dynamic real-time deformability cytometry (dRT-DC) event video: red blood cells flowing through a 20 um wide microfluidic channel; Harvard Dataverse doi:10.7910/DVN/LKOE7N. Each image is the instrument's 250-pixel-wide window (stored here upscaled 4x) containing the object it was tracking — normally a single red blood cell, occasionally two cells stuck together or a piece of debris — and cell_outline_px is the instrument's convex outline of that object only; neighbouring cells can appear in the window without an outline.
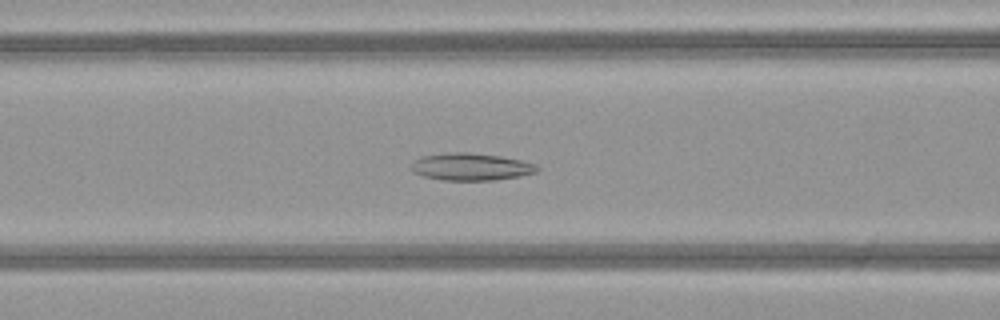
{"species": "common noctule bat (a hibernating species)", "species_latin": "Nyctalus noctula", "temperature_condition": "warm", "stored_images_in_passage": 45, "camera_frame_rate_fps": 3000, "um_per_image_px": 0.085, "animal": {"sex": "female", "body_mass_g": 21.9}, "frame": {"image": 1, "passage_image": 15, "time_ms": 4.667, "image_size_px": [1000, 320], "cell_outline_px": [[540, 168], [536, 172], [520, 176], [496, 180], [440, 180], [424, 176], [416, 172], [412, 168], [412, 160], [420, 156], [448, 152], [468, 152], [500, 156], [520, 160], [536, 164]], "centroid_in_image_um": [40.03, 14.17], "position_along_channel_um": 126.6, "area_um2": 20.06}}
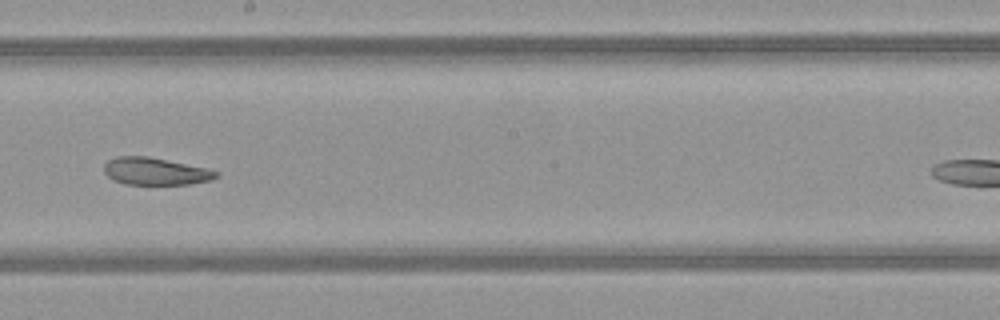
{"frame": {"image": 2, "passage_image": 23, "time_ms": 7.333, "image_size_px": [1000, 320], "cell_outline_px": [[220, 176], [212, 180], [188, 184], [124, 184], [112, 180], [104, 172], [104, 164], [108, 160], [116, 156], [148, 156], [208, 168], [220, 172]], "centroid_in_image_um": [13.23, 14.56], "position_along_channel_um": 235.0, "area_um2": 18.03}}
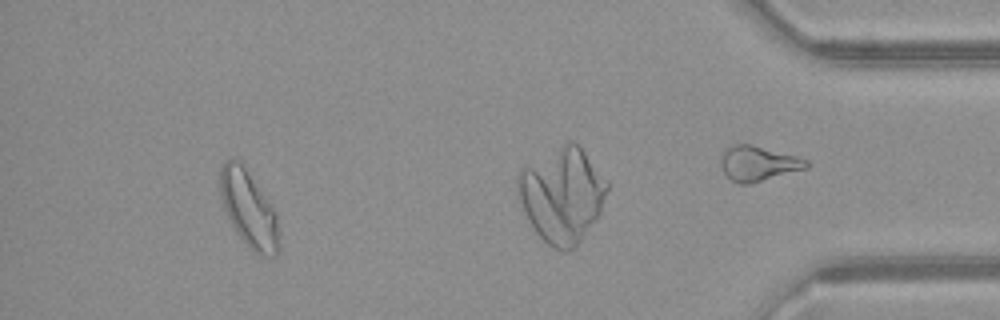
{"frame": {"image": 3, "passage_image": 41, "time_ms": 13.333, "image_size_px": [1000, 320], "cell_outline_px": [[280, 248], [276, 256], [260, 256], [252, 252], [236, 232], [228, 220], [220, 196], [220, 168], [224, 160], [240, 160], [272, 204], [276, 212], [280, 236]], "centroid_in_image_um": [21.17, 17.81], "position_along_channel_um": 414.0, "area_um2": 26.82}, "authors_computed_cell_mechanics": {"area_um2": 21.5594, "velocity_mm_per_s": 4.0654, "shape_relaxation_time_tau1_ms": null, "shape_relaxation_time_tau2_ms": 5.8132, "deformation_change_tau1": null, "deformation_change_tau2": 0.1329}}